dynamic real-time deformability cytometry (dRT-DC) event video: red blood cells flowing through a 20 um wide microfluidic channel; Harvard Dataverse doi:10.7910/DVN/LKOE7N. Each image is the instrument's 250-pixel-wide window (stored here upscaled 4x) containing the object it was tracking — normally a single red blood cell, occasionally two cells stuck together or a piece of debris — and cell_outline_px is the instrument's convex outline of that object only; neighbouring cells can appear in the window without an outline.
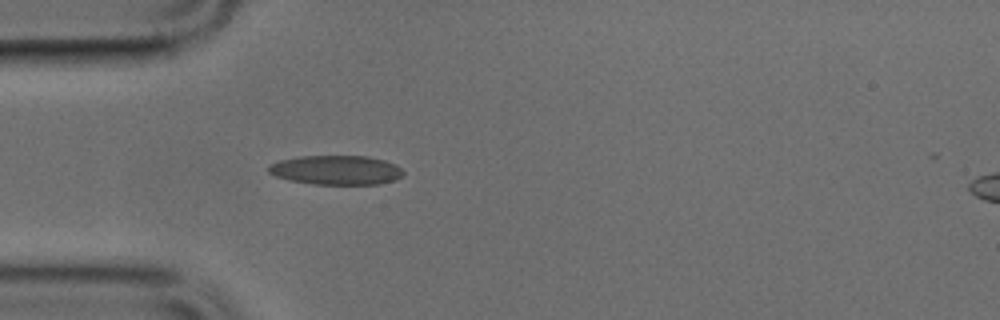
{"species": "common noctule bat (a hibernating species)", "species_latin": "Nyctalus noctula", "temperature_condition": "cold", "stored_images_in_passage": 30, "camera_frame_rate_fps": 3000, "um_per_image_px": 0.085, "animal": {"sex": "male", "body_mass_g": 17.9, "forearm_length_mm": 54.2}, "frame": {"image": 1, "passage_image": 1, "time_ms": 0.0, "image_size_px": [1000, 320], "cell_outline_px": [[404, 176], [396, 180], [380, 184], [312, 184], [288, 180], [276, 176], [268, 172], [268, 164], [280, 160], [300, 156], [368, 156], [384, 160], [396, 164], [404, 172]], "centroid_in_image_um": [28.59, 14.46], "position_along_channel_um": 56.4, "area_um2": 23.24}}
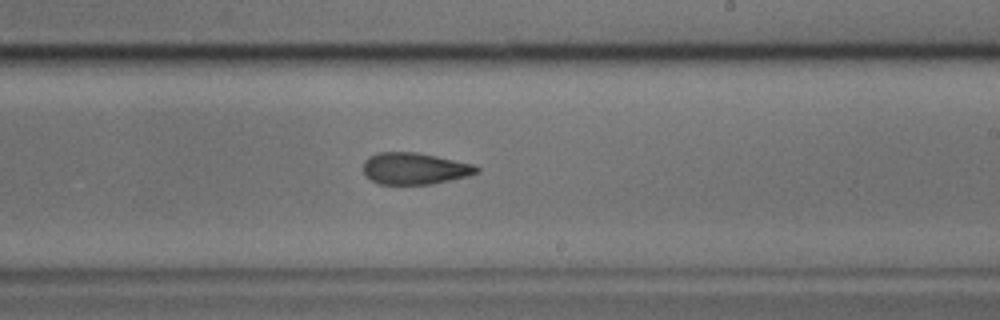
{"frame": {"image": 2, "passage_image": 16, "time_ms": 5.0, "image_size_px": [1000, 320], "cell_outline_px": [[480, 172], [468, 176], [432, 184], [380, 184], [372, 180], [364, 172], [364, 160], [368, 156], [380, 152], [416, 152], [476, 164], [480, 168]], "centroid_in_image_um": [35.29, 14.32], "position_along_channel_um": 253.7, "area_um2": 20.98}}
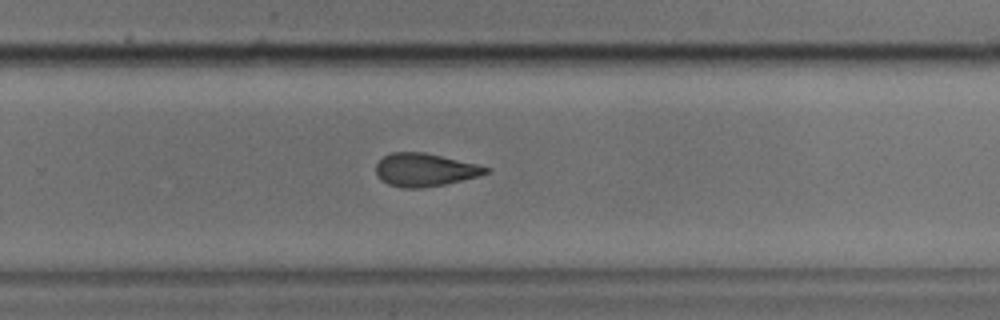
{"frame": {"image": 3, "passage_image": 19, "time_ms": 6.0, "image_size_px": [1000, 320], "cell_outline_px": [[492, 168], [488, 172], [476, 176], [444, 184], [420, 188], [404, 188], [388, 184], [380, 180], [376, 172], [376, 164], [384, 156], [392, 152], [424, 152], [476, 164]], "centroid_in_image_um": [36.07, 14.43], "position_along_channel_um": 293.7, "area_um2": 20.87}}